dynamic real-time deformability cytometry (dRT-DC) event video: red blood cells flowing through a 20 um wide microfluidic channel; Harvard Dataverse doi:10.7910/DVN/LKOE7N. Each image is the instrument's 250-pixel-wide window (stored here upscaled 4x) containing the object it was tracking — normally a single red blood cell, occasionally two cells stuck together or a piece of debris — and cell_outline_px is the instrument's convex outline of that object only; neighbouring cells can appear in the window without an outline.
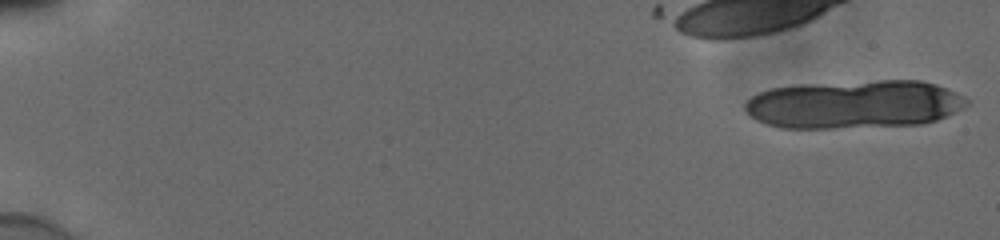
{"species": "human", "species_latin": "Homo sapiens", "temperature_condition": "cold", "stored_images_in_passage": 18, "camera_frame_rate_fps": 3000, "um_per_image_px": 0.085, "donor": {"sex": "male"}, "frame": {"image": 1, "passage_image": 1, "time_ms": 0.0, "image_size_px": [1000, 240], "cell_outline_px": [[968, 104], [964, 108], [936, 120], [924, 124], [832, 128], [780, 128], [756, 120], [744, 108], [744, 100], [756, 92], [772, 88], [792, 84], [876, 80], [920, 80], [936, 84], [956, 92], [964, 96], [968, 100]], "centroid_in_image_um": [72.57, 8.85], "position_along_channel_um": 12.4, "area_um2": 63.12}}